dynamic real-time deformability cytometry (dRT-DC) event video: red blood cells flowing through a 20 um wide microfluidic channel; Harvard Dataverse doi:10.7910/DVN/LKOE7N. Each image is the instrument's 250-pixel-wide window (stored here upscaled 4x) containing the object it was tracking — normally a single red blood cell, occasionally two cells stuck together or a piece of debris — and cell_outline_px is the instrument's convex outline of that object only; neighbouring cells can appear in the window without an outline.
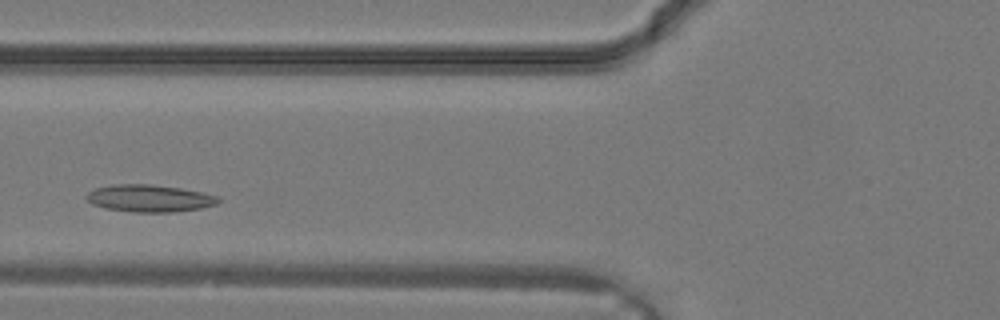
{"species": "common noctule bat (a hibernating species)", "species_latin": "Nyctalus noctula", "temperature_condition": "warm", "stored_images_in_passage": 24, "camera_frame_rate_fps": 3000, "um_per_image_px": 0.085, "animal": {"sex": "male", "body_mass_g": 19.2, "forearm_length_mm": 51.8}, "frame": {"image": 1, "passage_image": 6, "time_ms": 1.667, "image_size_px": [1000, 320], "cell_outline_px": [[220, 200], [216, 204], [200, 208], [172, 212], [132, 212], [104, 208], [92, 204], [84, 196], [88, 192], [96, 188], [112, 184], [152, 184], [180, 188], [204, 192], [220, 196]], "centroid_in_image_um": [12.7, 16.85], "position_along_channel_um": 113.1, "area_um2": 21.04}}
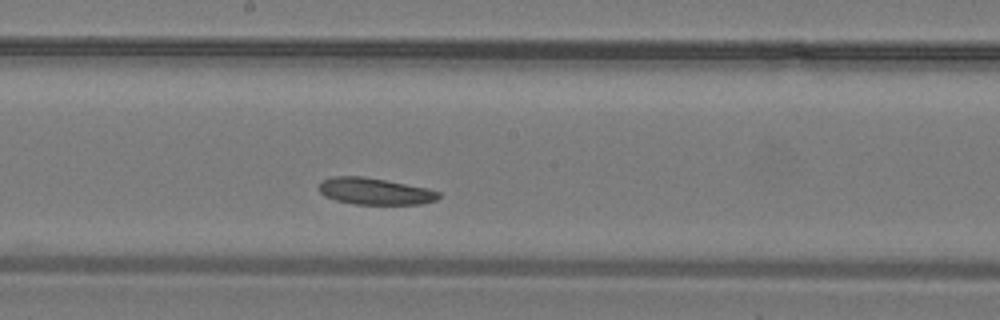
{"frame": {"image": 2, "passage_image": 11, "time_ms": 3.333, "image_size_px": [1000, 320], "cell_outline_px": [[440, 196], [436, 200], [420, 204], [352, 204], [336, 200], [324, 196], [320, 192], [320, 180], [332, 176], [364, 176], [428, 188], [440, 192]], "centroid_in_image_um": [31.85, 16.25], "position_along_channel_um": 216.4, "area_um2": 18.67}}
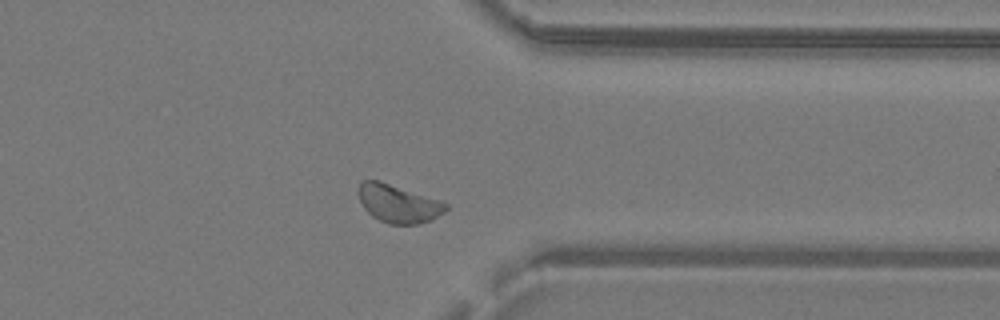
{"frame": {"image": 3, "passage_image": 19, "time_ms": 6.0, "image_size_px": [1000, 320], "cell_outline_px": [[448, 208], [444, 212], [432, 220], [416, 224], [388, 224], [372, 216], [364, 208], [356, 192], [360, 180], [376, 180], [440, 200], [448, 204]], "centroid_in_image_um": [33.83, 17.31], "position_along_channel_um": 377.6, "area_um2": 19.31}}